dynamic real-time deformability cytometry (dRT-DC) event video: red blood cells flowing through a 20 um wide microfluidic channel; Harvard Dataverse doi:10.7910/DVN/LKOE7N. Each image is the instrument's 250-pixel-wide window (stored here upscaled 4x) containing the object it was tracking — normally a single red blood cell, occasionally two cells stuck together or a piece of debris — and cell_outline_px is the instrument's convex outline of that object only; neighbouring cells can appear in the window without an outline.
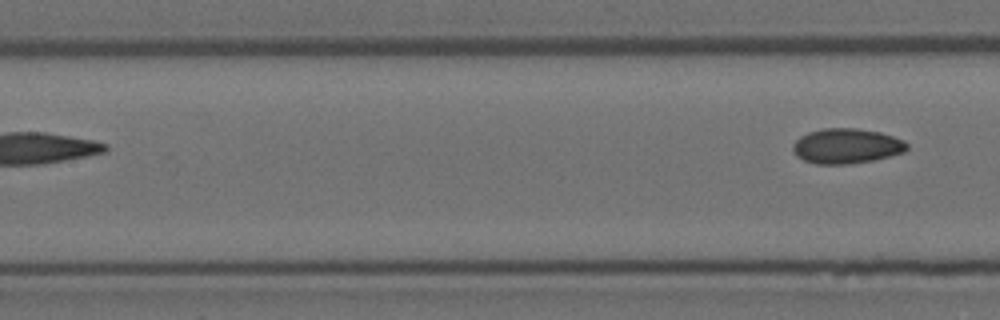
{"species": "Egyptian fruit bat (a non-hibernating species)", "species_latin": "Rousettus aegyptiacus", "temperature_condition": "room temperature", "stored_images_in_passage": 7, "segment_of_instrument_passage": [2, 2], "camera_frame_rate_fps": 3000, "um_per_image_px": 0.085, "animal": {"sex": "female"}, "frame": {"image": 1, "passage_image": 7, "time_ms": 2.0, "image_size_px": [1000, 320], "cell_outline_px": [[908, 148], [904, 152], [872, 160], [848, 164], [816, 164], [804, 160], [796, 156], [792, 148], [792, 144], [800, 136], [808, 132], [824, 128], [856, 128], [880, 132], [904, 140], [908, 144]], "centroid_in_image_um": [71.93, 12.41], "position_along_channel_um": 135.5, "area_um2": 23.29}}